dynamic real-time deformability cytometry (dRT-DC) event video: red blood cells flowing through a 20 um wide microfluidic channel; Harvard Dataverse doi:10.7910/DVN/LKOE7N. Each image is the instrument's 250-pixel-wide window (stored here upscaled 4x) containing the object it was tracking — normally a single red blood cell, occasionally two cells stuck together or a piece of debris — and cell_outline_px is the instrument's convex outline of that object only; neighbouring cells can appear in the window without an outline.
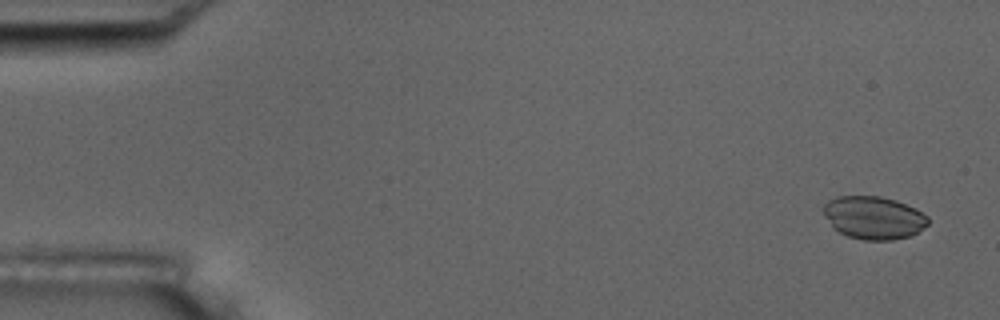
{"species": "common noctule bat (a hibernating species)", "species_latin": "Nyctalus noctula", "temperature_condition": "room temperature", "stored_images_in_passage": 4, "camera_frame_rate_fps": 3000, "um_per_image_px": 0.085, "animal": {"sex": "male", "body_mass_g": 17.5, "forearm_length_mm": 52.3}, "frame": {"image": 1, "passage_image": 1, "time_ms": 0.0, "image_size_px": [1000, 320], "cell_outline_px": [[928, 224], [924, 228], [908, 236], [892, 240], [864, 240], [848, 236], [832, 228], [824, 216], [824, 204], [828, 200], [836, 196], [880, 196], [896, 200], [916, 208], [928, 216]], "centroid_in_image_um": [74.25, 18.49], "position_along_channel_um": 10.8, "area_um2": 26.24}}